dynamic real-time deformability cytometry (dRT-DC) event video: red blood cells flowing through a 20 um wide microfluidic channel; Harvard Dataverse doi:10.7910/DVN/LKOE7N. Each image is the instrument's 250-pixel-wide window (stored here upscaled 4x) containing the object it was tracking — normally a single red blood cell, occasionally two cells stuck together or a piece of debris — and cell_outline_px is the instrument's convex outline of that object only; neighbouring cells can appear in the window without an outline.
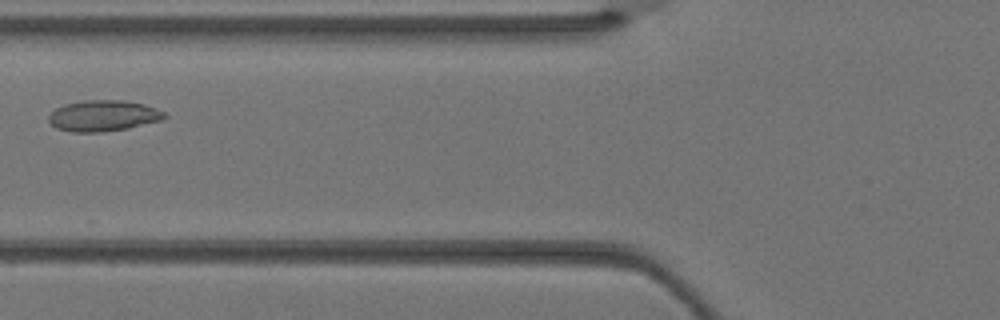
{"species": "Egyptian fruit bat (a non-hibernating species)", "species_latin": "Rousettus aegyptiacus", "temperature_condition": "warm", "stored_images_in_passage": 3, "camera_frame_rate_fps": 3000, "um_per_image_px": 0.085, "animal": {"sex": "female"}, "frame": {"image": 1, "passage_image": 3, "time_ms": 0.667, "image_size_px": [1000, 320], "cell_outline_px": [[168, 116], [160, 120], [128, 128], [100, 132], [72, 132], [56, 128], [48, 120], [48, 116], [56, 108], [64, 104], [84, 100], [124, 100], [144, 104], [156, 108], [164, 112]], "centroid_in_image_um": [8.76, 9.83], "position_along_channel_um": 117.0, "area_um2": 20.87}}